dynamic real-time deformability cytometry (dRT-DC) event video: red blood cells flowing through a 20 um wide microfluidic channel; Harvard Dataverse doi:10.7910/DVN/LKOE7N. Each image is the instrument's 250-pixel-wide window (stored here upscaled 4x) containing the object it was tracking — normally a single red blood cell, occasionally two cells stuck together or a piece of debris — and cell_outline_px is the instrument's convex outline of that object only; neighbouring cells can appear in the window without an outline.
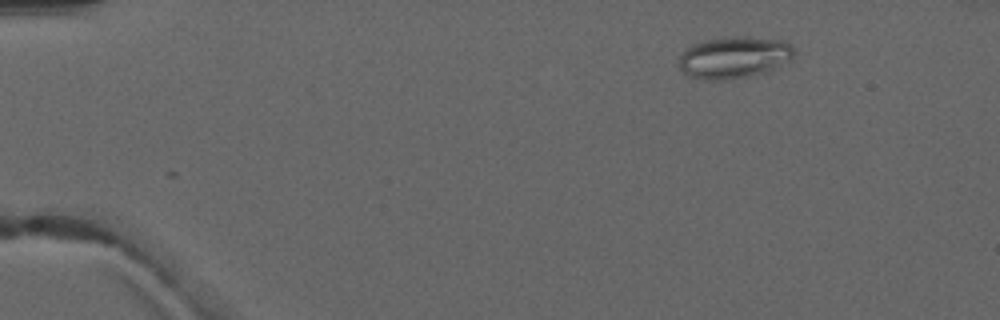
{"species": "common noctule bat (a hibernating species)", "species_latin": "Nyctalus noctula", "temperature_condition": "warm", "stored_images_in_passage": 4, "camera_frame_rate_fps": 3000, "um_per_image_px": 0.085, "animal": {"sex": "male", "forearm_length_mm": 52.5}, "frame": {"image": 1, "passage_image": 1, "time_ms": 0.0, "image_size_px": [1000, 320], "cell_outline_px": [[792, 60], [764, 72], [748, 76], [720, 80], [708, 80], [688, 76], [680, 68], [680, 52], [684, 48], [692, 44], [704, 40], [728, 36], [744, 36], [780, 40], [792, 44]], "centroid_in_image_um": [62.35, 4.86], "position_along_channel_um": 22.6, "area_um2": 28.03}}